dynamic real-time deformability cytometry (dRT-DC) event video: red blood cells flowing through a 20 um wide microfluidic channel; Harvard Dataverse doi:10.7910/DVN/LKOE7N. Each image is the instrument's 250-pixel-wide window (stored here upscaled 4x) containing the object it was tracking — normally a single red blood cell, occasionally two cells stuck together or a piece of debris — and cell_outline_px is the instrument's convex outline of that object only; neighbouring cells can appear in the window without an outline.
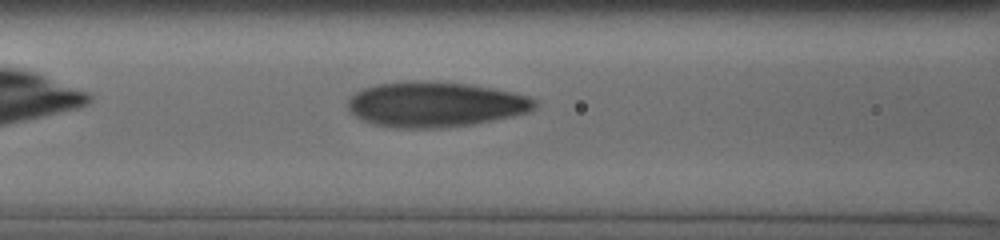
{"species": "human", "species_latin": "Homo sapiens", "temperature_condition": "cold", "stored_images_in_passage": 25, "camera_frame_rate_fps": 3000, "um_per_image_px": 0.085, "donor": {"sex": "male"}, "frame": {"image": 1, "passage_image": 7, "time_ms": 1.667, "image_size_px": [1000, 240], "cell_outline_px": [[536, 108], [528, 112], [512, 116], [472, 124], [440, 128], [392, 128], [372, 124], [360, 120], [348, 108], [348, 100], [356, 92], [364, 88], [380, 84], [416, 80], [468, 84], [492, 88], [512, 92], [528, 96], [536, 100]], "centroid_in_image_um": [36.99, 8.88], "position_along_channel_um": 129.6, "area_um2": 49.13}}
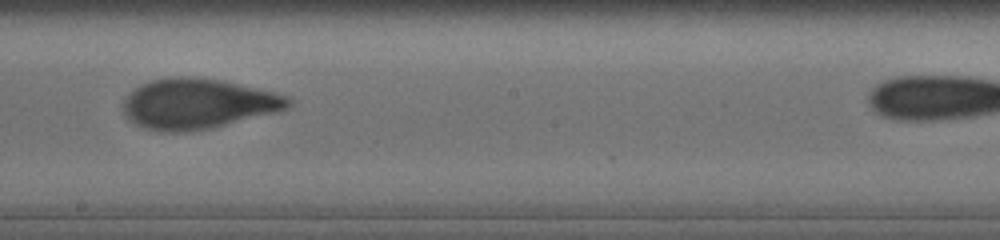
{"frame": {"image": 2, "passage_image": 16, "time_ms": 4.333, "image_size_px": [1000, 240], "cell_outline_px": [[292, 104], [288, 108], [208, 128], [184, 132], [164, 132], [144, 128], [136, 124], [124, 112], [124, 100], [136, 88], [152, 80], [220, 80], [272, 92], [288, 96], [292, 100]], "centroid_in_image_um": [16.83, 8.87], "position_along_channel_um": 231.4, "area_um2": 46.01}}
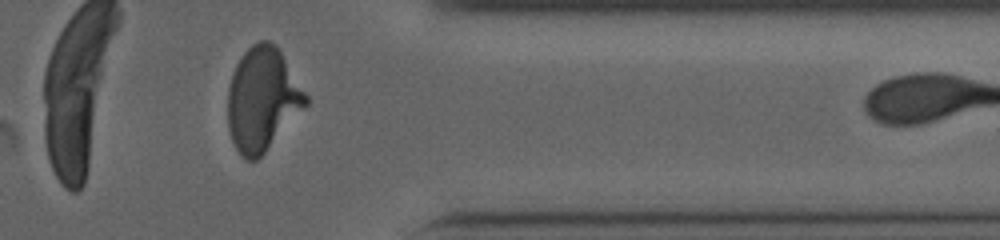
{"frame": {"image": 3, "passage_image": 23, "time_ms": 8.667, "image_size_px": [1000, 240], "cell_outline_px": [[308, 104], [264, 152], [256, 160], [244, 160], [240, 156], [232, 140], [228, 128], [228, 88], [236, 64], [244, 52], [252, 44], [260, 40], [268, 40], [276, 44], [308, 96]], "centroid_in_image_um": [22.29, 8.42], "position_along_channel_um": 389.1, "area_um2": 46.7}, "authors_computed_cell_mechanics": {"area_um2": 47.4538, "velocity_mm_per_s": 3.8241, "shape_relaxation_time_tau1_ms": 5.7952, "shape_relaxation_time_tau2_ms": 0.971, "deformation_change_tau1": 0.2327, "deformation_change_tau2": 0.0696}}